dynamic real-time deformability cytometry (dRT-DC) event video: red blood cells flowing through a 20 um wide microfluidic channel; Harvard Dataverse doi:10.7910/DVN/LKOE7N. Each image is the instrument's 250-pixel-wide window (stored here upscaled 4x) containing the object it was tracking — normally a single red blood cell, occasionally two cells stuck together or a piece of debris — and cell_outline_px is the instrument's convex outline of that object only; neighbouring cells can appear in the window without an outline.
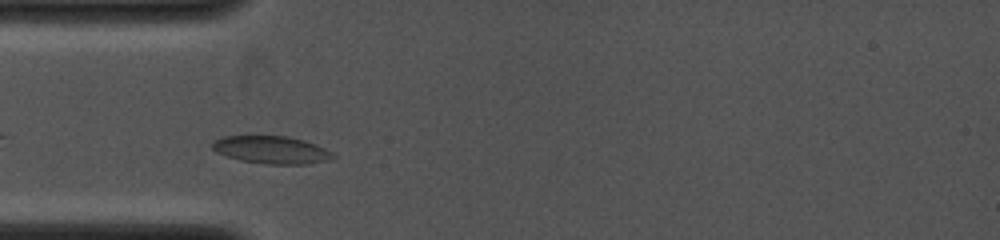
{"species": "common noctule bat (a hibernating species)", "species_latin": "Nyctalus noctula", "temperature_condition": "cold", "stored_images_in_passage": 4, "camera_frame_rate_fps": 4000, "um_per_image_px": 0.085, "animal": {"sex": "female", "body_mass_g": 19.0, "forearm_length_mm": 53.3}, "frame": {"image": 1, "passage_image": 3, "time_ms": 1.0, "image_size_px": [1000, 240], "cell_outline_px": [[336, 156], [328, 160], [308, 164], [264, 164], [240, 160], [216, 152], [212, 148], [212, 144], [216, 140], [224, 136], [288, 136], [304, 140], [316, 144], [332, 152]], "centroid_in_image_um": [23.1, 12.74], "position_along_channel_um": 61.9, "area_um2": 19.36}}